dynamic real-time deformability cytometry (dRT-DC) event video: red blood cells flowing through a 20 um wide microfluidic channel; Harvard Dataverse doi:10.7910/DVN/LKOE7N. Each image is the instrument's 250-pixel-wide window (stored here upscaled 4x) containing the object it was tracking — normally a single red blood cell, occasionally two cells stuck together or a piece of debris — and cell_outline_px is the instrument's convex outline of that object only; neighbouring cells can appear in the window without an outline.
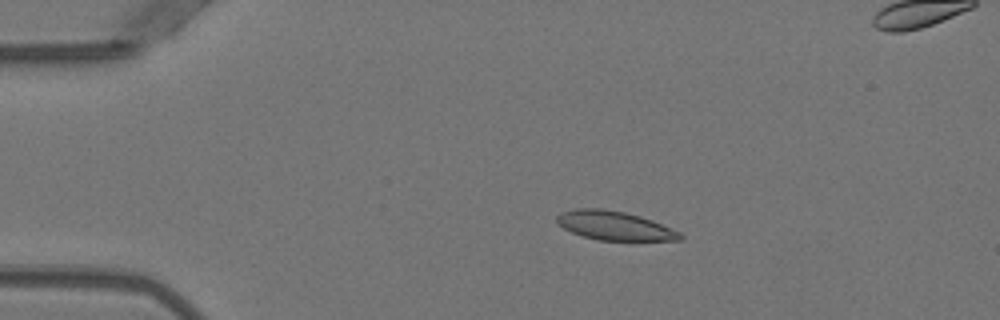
{"species": "Egyptian fruit bat (a non-hibernating species)", "species_latin": "Rousettus aegyptiacus", "temperature_condition": "warm", "stored_images_in_passage": 50, "segment_of_instrument_passage": [1, 2], "camera_frame_rate_fps": 3000, "um_per_image_px": 0.085, "animal": {"sex": "female"}, "frame": {"image": 1, "passage_image": 8, "time_ms": 2.333, "image_size_px": [1000, 320], "cell_outline_px": [[684, 240], [600, 240], [584, 236], [572, 232], [556, 224], [556, 216], [560, 212], [576, 208], [604, 208], [624, 212], [640, 216], [652, 220], [680, 232], [684, 236]], "centroid_in_image_um": [52.21, 19.17], "position_along_channel_um": 32.8, "area_um2": 20.81}}
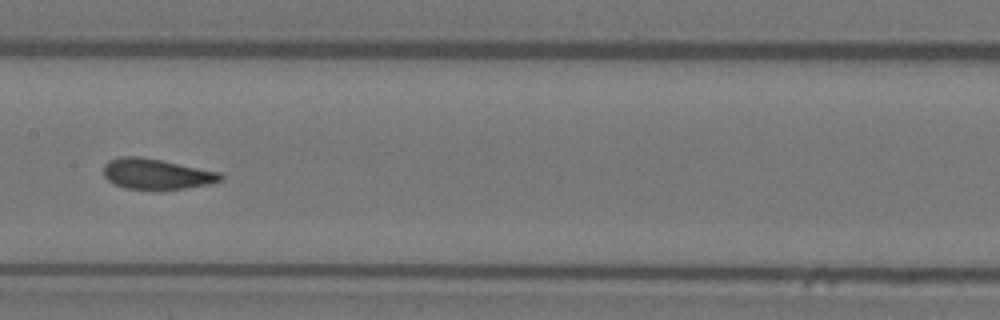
{"frame": {"image": 2, "passage_image": 24, "time_ms": 7.667, "image_size_px": [1000, 320], "cell_outline_px": [[224, 180], [212, 184], [184, 188], [124, 188], [108, 180], [104, 176], [104, 164], [108, 160], [120, 156], [140, 156], [220, 172], [224, 176]], "centroid_in_image_um": [13.32, 14.77], "position_along_channel_um": 194.1, "area_um2": 20.58}}
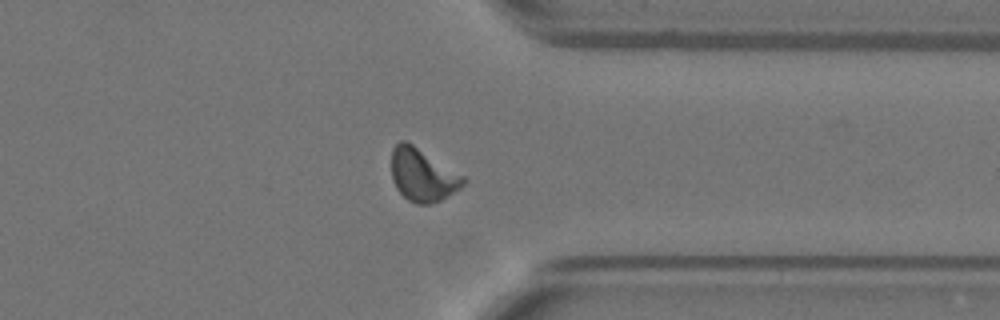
{"frame": {"image": 3, "passage_image": 38, "time_ms": 12.333, "image_size_px": [1000, 320], "cell_outline_px": [[468, 180], [460, 188], [448, 196], [440, 200], [428, 204], [416, 204], [408, 200], [396, 188], [392, 180], [392, 148], [400, 140], [404, 140], [412, 144], [464, 176]], "centroid_in_image_um": [35.91, 14.88], "position_along_channel_um": 375.5, "area_um2": 21.91}}